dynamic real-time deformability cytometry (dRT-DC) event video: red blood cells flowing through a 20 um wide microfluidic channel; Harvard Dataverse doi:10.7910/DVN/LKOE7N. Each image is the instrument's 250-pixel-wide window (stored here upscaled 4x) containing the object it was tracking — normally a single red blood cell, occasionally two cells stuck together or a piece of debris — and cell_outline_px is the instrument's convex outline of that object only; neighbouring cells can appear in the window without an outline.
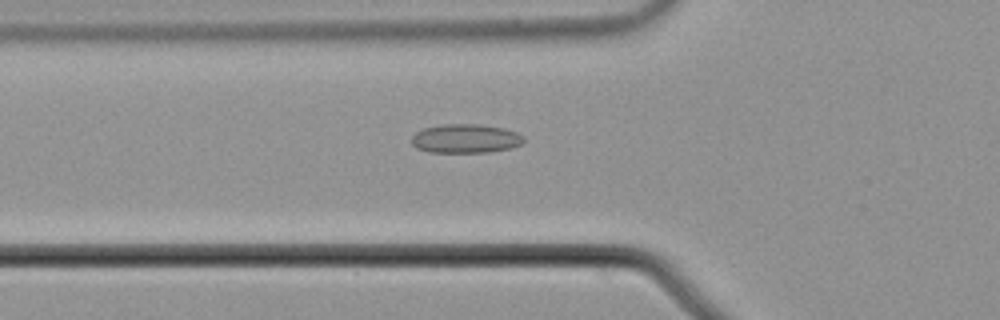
{"species": "common noctule bat (a hibernating species)", "species_latin": "Nyctalus noctula", "temperature_condition": "cold", "stored_images_in_passage": 49, "camera_frame_rate_fps": 3000, "um_per_image_px": 0.085, "animal": {"sex": "male", "body_mass_g": 21.5, "forearm_length_mm": 52.0}, "frame": {"image": 1, "passage_image": 14, "time_ms": 4.333, "image_size_px": [1000, 320], "cell_outline_px": [[524, 140], [520, 144], [508, 148], [488, 152], [428, 152], [416, 148], [412, 144], [412, 136], [416, 132], [424, 128], [440, 124], [480, 124], [504, 128], [516, 132], [524, 136]], "centroid_in_image_um": [39.54, 11.77], "position_along_channel_um": 86.3, "area_um2": 18.9}}
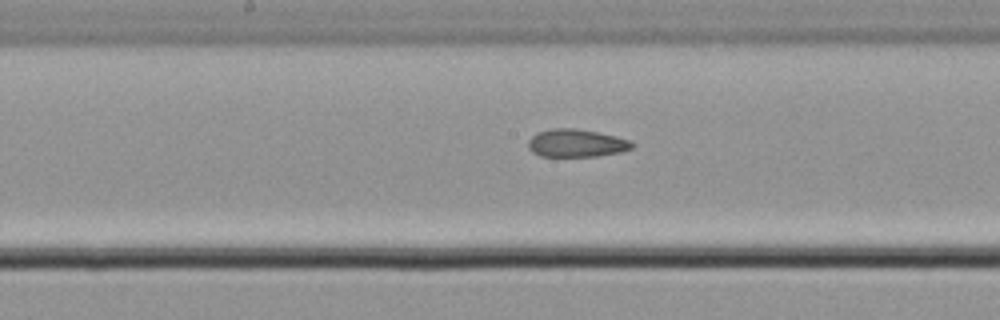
{"frame": {"image": 2, "passage_image": 23, "time_ms": 7.333, "image_size_px": [1000, 320], "cell_outline_px": [[636, 144], [632, 148], [620, 152], [596, 156], [540, 156], [532, 152], [528, 148], [528, 140], [536, 132], [552, 128], [576, 128], [616, 136], [632, 140]], "centroid_in_image_um": [48.99, 12.16], "position_along_channel_um": 199.2, "area_um2": 16.99}}
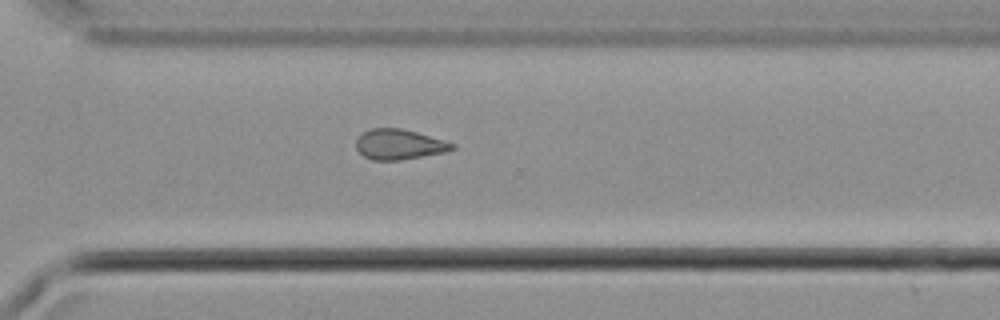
{"frame": {"image": 3, "passage_image": 34, "time_ms": 11.0, "image_size_px": [1000, 320], "cell_outline_px": [[456, 148], [444, 152], [400, 160], [372, 160], [364, 156], [356, 148], [356, 140], [364, 132], [372, 128], [400, 128], [416, 132], [444, 140], [456, 144]], "centroid_in_image_um": [33.94, 12.27], "position_along_channel_um": 336.7, "area_um2": 16.76}, "authors_computed_cell_mechanics": {"area_um2": 17.6868, "velocity_mm_per_s": 3.7476, "shape_relaxation_time_tau1_ms": null, "shape_relaxation_time_tau2_ms": 2.9442, "deformation_change_tau1": null, "deformation_change_tau2": 0.1039}}